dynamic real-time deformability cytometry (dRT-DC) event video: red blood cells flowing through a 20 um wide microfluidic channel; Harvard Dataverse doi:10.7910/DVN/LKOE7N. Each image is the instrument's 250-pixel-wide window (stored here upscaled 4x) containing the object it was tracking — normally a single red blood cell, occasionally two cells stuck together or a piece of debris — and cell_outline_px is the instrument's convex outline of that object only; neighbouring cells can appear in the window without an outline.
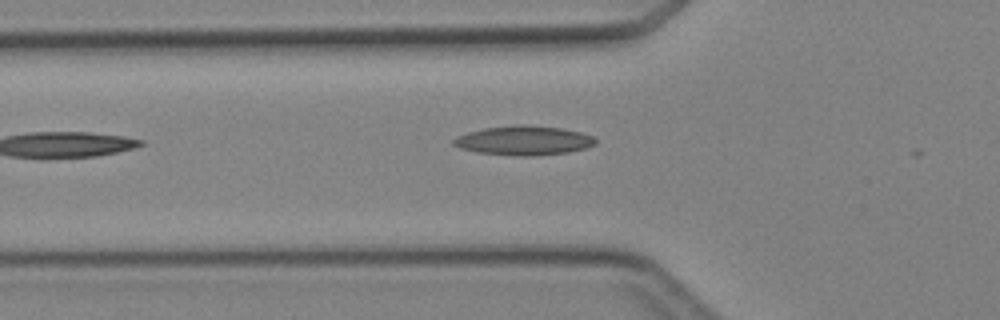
{"species": "Egyptian fruit bat (a non-hibernating species)", "species_latin": "Rousettus aegyptiacus", "temperature_condition": "cold", "stored_images_in_passage": 3, "camera_frame_rate_fps": 3000, "um_per_image_px": 0.085, "animal": {"sex": "female"}, "frame": {"image": 1, "passage_image": 3, "time_ms": 2.333, "image_size_px": [1000, 320], "cell_outline_px": [[596, 144], [584, 148], [568, 152], [532, 156], [516, 156], [476, 152], [460, 148], [452, 144], [452, 140], [456, 136], [468, 132], [484, 128], [516, 124], [528, 124], [560, 128], [580, 132], [592, 136], [596, 140]], "centroid_in_image_um": [44.48, 11.94], "position_along_channel_um": 81.3, "area_um2": 24.33}}